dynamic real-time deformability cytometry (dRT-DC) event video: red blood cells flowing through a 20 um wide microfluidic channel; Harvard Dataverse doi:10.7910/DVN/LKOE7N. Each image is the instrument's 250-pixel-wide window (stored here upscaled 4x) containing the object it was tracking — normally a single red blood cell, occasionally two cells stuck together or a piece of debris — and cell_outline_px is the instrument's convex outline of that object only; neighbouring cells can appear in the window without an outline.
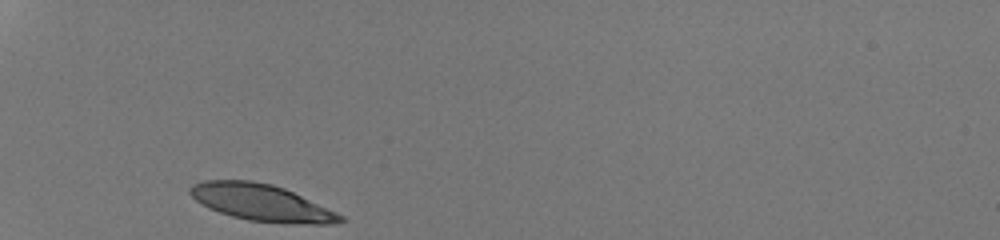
{"species": "human", "species_latin": "Homo sapiens", "temperature_condition": "room temperature", "stored_images_in_passage": 27, "camera_frame_rate_fps": 3000, "um_per_image_px": 0.085, "donor": {"sex": "male"}, "frame": {"image": 1, "passage_image": 1, "time_ms": 0.0, "image_size_px": [1000, 240], "cell_outline_px": [[348, 220], [332, 224], [292, 224], [248, 220], [232, 216], [208, 208], [196, 200], [188, 192], [188, 188], [192, 184], [204, 180], [252, 180], [272, 184], [284, 188], [336, 212], [344, 216]], "centroid_in_image_um": [22.22, 17.22], "position_along_channel_um": 62.8, "area_um2": 32.14}}
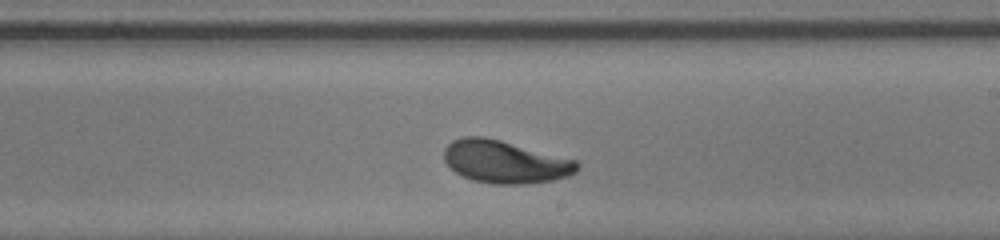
{"frame": {"image": 2, "passage_image": 16, "time_ms": 5.0, "image_size_px": [1000, 240], "cell_outline_px": [[580, 164], [576, 172], [568, 176], [552, 180], [520, 184], [492, 184], [472, 180], [456, 172], [444, 160], [444, 148], [452, 140], [464, 136], [484, 136], [500, 140], [576, 160]], "centroid_in_image_um": [42.91, 13.75], "position_along_channel_um": 246.1, "area_um2": 32.89}}
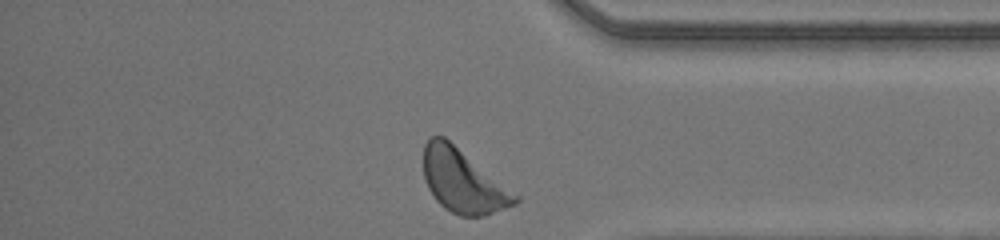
{"frame": {"image": 3, "passage_image": 27, "time_ms": 8.667, "image_size_px": [1000, 240], "cell_outline_px": [[520, 200], [516, 204], [484, 216], [460, 216], [444, 208], [436, 200], [428, 188], [424, 176], [424, 144], [432, 136], [444, 136], [520, 196]], "centroid_in_image_um": [39.37, 15.4], "position_along_channel_um": 395.8, "area_um2": 33.58}, "authors_computed_cell_mechanics": {"area_um2": 32.7148, "velocity_mm_per_s": 4.1937, "shape_relaxation_time_tau1_ms": 6.8131, "shape_relaxation_time_tau2_ms": 2.5859, "deformation_change_tau1": 0.272, "deformation_change_tau2": 0.0709}}